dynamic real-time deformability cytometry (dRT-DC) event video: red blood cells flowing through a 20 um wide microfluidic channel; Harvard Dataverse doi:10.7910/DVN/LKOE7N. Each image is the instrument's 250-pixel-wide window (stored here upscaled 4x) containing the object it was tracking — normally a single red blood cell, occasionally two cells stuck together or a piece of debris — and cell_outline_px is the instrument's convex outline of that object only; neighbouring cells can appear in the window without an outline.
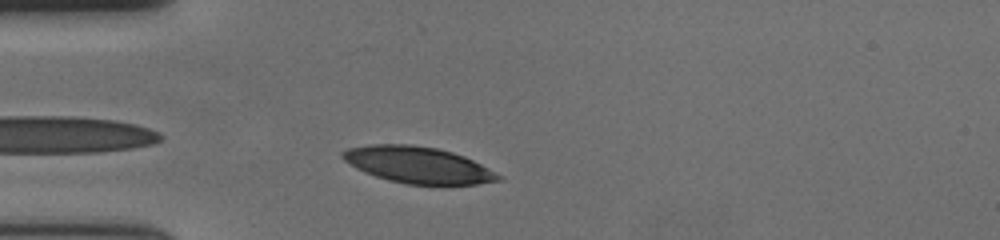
{"species": "human", "species_latin": "Homo sapiens", "temperature_condition": "cold", "stored_images_in_passage": 32, "camera_frame_rate_fps": 3000, "um_per_image_px": 0.085, "donor": {"sex": "female"}, "frame": {"image": 1, "passage_image": 2, "time_ms": 0.333, "image_size_px": [1000, 240], "cell_outline_px": [[504, 180], [476, 184], [440, 188], [408, 184], [388, 180], [364, 172], [356, 168], [344, 160], [340, 156], [340, 152], [348, 148], [372, 144], [412, 144], [436, 148], [452, 152], [464, 156], [504, 176]], "centroid_in_image_um": [35.59, 14.06], "position_along_channel_um": 49.4, "area_um2": 34.04}}
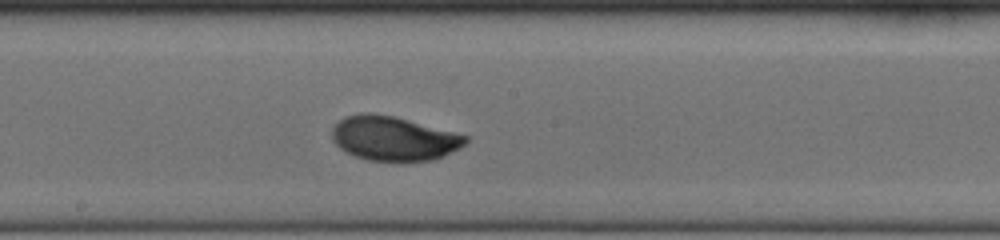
{"frame": {"image": 2, "passage_image": 17, "time_ms": 5.333, "image_size_px": [1000, 240], "cell_outline_px": [[468, 140], [460, 148], [444, 156], [432, 160], [404, 164], [400, 164], [368, 160], [356, 156], [340, 148], [332, 140], [332, 128], [344, 116], [360, 112], [372, 112], [392, 116], [408, 120], [468, 136]], "centroid_in_image_um": [33.45, 11.8], "position_along_channel_um": 214.8, "area_um2": 35.08}}
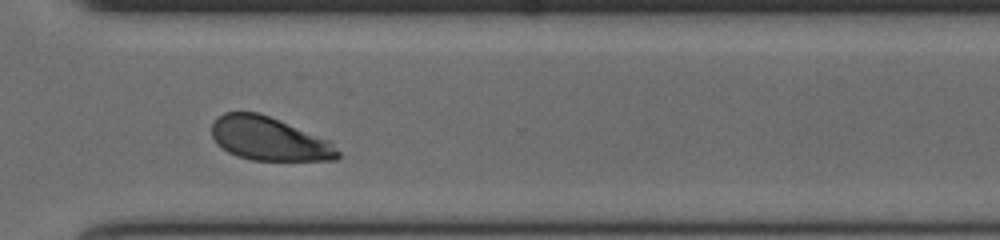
{"frame": {"image": 3, "passage_image": 28, "time_ms": 9.0, "image_size_px": [1000, 240], "cell_outline_px": [[340, 156], [336, 160], [252, 160], [236, 156], [228, 152], [216, 144], [212, 136], [212, 120], [224, 112], [256, 112], [268, 116], [332, 140], [340, 152]], "centroid_in_image_um": [22.88, 11.8], "position_along_channel_um": 347.7, "area_um2": 32.25}, "authors_computed_cell_mechanics": {"area_um2": 33.9286, "velocity_mm_per_s": 3.6193, "shape_relaxation_time_tau1_ms": 5.0157, "shape_relaxation_time_tau2_ms": null, "deformation_change_tau1": 0.2126, "deformation_change_tau2": null}}